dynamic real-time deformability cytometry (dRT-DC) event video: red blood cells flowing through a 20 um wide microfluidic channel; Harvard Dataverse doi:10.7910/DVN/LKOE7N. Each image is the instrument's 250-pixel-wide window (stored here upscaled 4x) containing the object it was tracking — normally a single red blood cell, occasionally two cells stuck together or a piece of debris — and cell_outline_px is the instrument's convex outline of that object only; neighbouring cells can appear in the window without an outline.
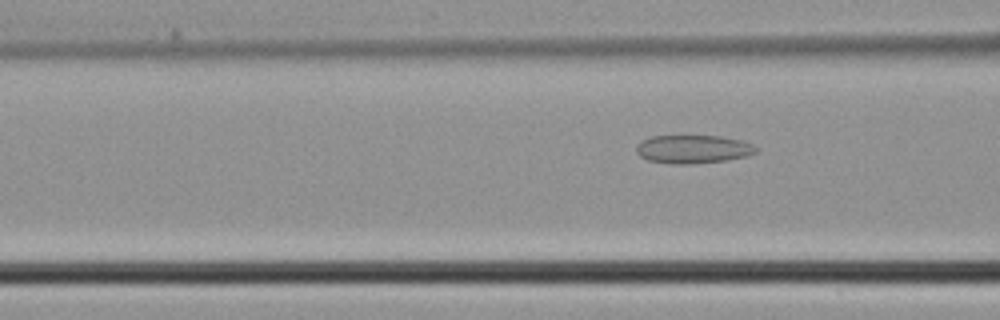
{"species": "common noctule bat (a hibernating species)", "species_latin": "Nyctalus noctula", "temperature_condition": "cold", "stored_images_in_passage": 4, "camera_frame_rate_fps": 3000, "um_per_image_px": 0.085, "animal": {"sex": "male", "body_mass_g": 21.5, "forearm_length_mm": 52.0}, "frame": {"image": 1, "passage_image": 4, "time_ms": 1.0, "image_size_px": [1000, 320], "cell_outline_px": [[756, 152], [748, 156], [728, 160], [692, 164], [672, 164], [648, 160], [640, 156], [636, 152], [636, 144], [640, 140], [652, 136], [720, 136], [740, 140], [752, 144], [756, 148]], "centroid_in_image_um": [58.88, 12.68], "position_along_channel_um": 107.7, "area_um2": 19.88}}